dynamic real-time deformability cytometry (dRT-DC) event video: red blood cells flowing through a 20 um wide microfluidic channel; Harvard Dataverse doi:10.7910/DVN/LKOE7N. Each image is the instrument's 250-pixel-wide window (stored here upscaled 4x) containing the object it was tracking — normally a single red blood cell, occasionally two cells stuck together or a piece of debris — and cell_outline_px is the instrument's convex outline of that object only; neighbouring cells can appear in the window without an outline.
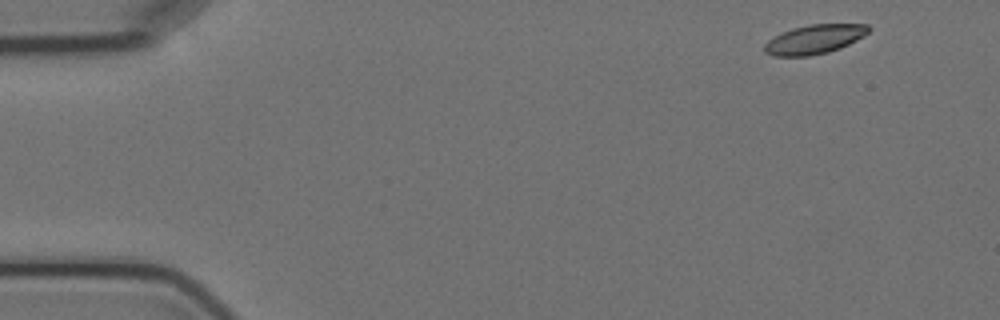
{"species": "Egyptian fruit bat (a non-hibernating species)", "species_latin": "Rousettus aegyptiacus", "temperature_condition": "cold", "stored_images_in_passage": 5, "camera_frame_rate_fps": 3000, "um_per_image_px": 0.085, "animal": {"sex": "female"}, "frame": {"image": 1, "passage_image": 1, "time_ms": 0.0, "image_size_px": [1000, 320], "cell_outline_px": [[872, 28], [864, 36], [840, 48], [828, 52], [808, 56], [772, 56], [764, 52], [764, 44], [768, 40], [792, 28], [808, 24], [868, 24]], "centroid_in_image_um": [69.24, 3.34], "position_along_channel_um": 15.8, "area_um2": 17.69}}
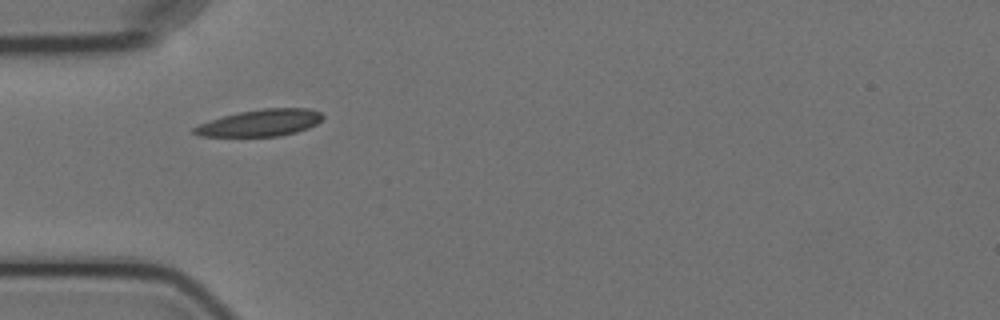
{"frame": {"image": 2, "passage_image": 4, "time_ms": 4.333, "image_size_px": [1000, 320], "cell_outline_px": [[324, 116], [316, 124], [308, 128], [296, 132], [280, 136], [200, 136], [192, 132], [192, 128], [200, 124], [224, 116], [240, 112], [264, 108], [308, 108], [320, 112]], "centroid_in_image_um": [22.15, 10.44], "position_along_channel_um": 62.8, "area_um2": 19.83}}
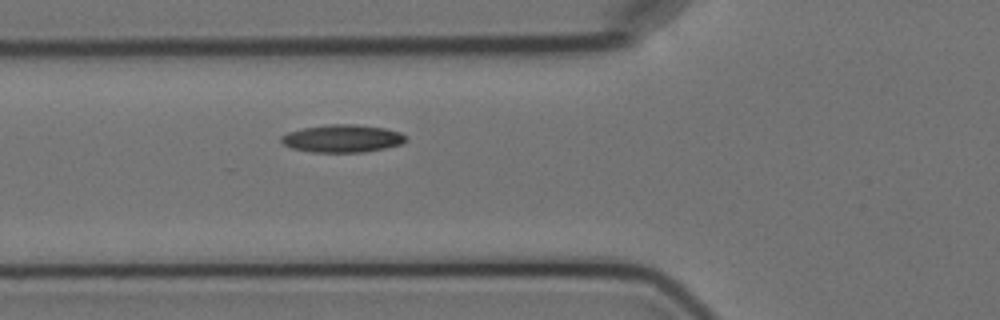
{"frame": {"image": 3, "passage_image": 5, "time_ms": 5.333, "image_size_px": [1000, 320], "cell_outline_px": [[408, 140], [400, 144], [384, 148], [364, 152], [312, 152], [292, 148], [284, 144], [280, 140], [280, 136], [288, 132], [304, 128], [328, 124], [356, 124], [384, 128], [400, 132], [408, 136]], "centroid_in_image_um": [29.12, 11.77], "position_along_channel_um": 96.7, "area_um2": 20.11}}